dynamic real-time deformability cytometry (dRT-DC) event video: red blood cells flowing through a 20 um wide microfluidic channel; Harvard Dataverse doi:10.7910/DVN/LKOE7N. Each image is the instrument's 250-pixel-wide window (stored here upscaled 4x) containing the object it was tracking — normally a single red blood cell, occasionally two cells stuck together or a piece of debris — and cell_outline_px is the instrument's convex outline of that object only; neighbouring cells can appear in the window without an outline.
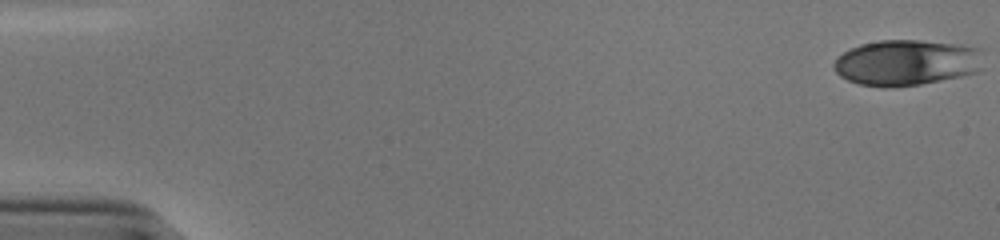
{"species": "human", "species_latin": "Homo sapiens", "temperature_condition": "cold", "stored_images_in_passage": 45, "camera_frame_rate_fps": 3000, "um_per_image_px": 0.085, "donor": {"sex": "male"}, "frame": {"image": 1, "passage_image": 1, "time_ms": 0.0, "image_size_px": [1000, 240], "cell_outline_px": [[984, 48], [980, 68], [976, 72], [960, 76], [920, 84], [892, 88], [884, 88], [860, 84], [848, 80], [840, 76], [836, 72], [832, 64], [844, 52], [860, 44], [880, 40], [920, 40], [960, 44]], "centroid_in_image_um": [77.08, 5.31], "position_along_channel_um": 7.9, "area_um2": 40.17}}
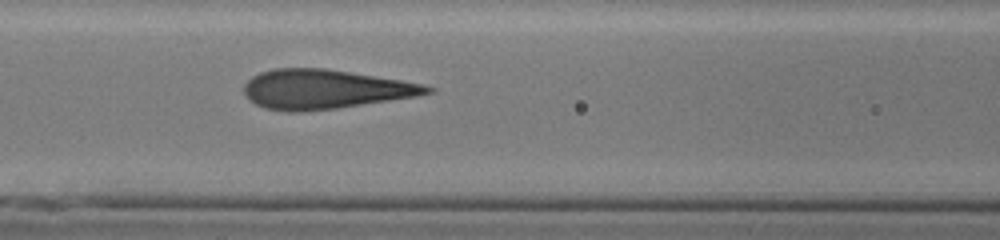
{"frame": {"image": 2, "passage_image": 24, "time_ms": 7.667, "image_size_px": [1000, 240], "cell_outline_px": [[436, 92], [416, 96], [336, 108], [300, 112], [288, 112], [264, 108], [256, 104], [244, 92], [244, 84], [252, 76], [260, 72], [272, 68], [324, 68], [400, 80], [424, 84], [436, 88]], "centroid_in_image_um": [27.61, 7.58], "position_along_channel_um": 139.0, "area_um2": 41.73}}
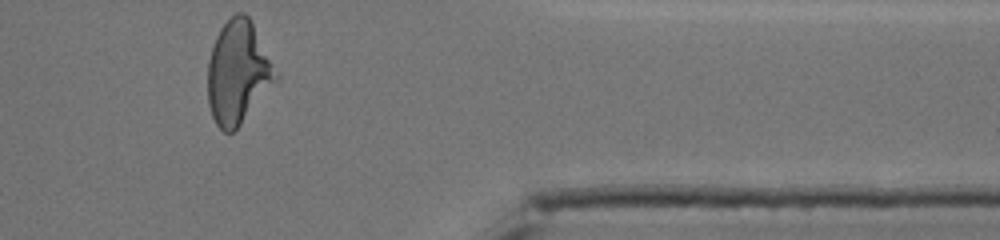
{"frame": {"image": 3, "passage_image": 45, "time_ms": 14.667, "image_size_px": [1000, 240], "cell_outline_px": [[280, 80], [240, 124], [232, 132], [224, 132], [216, 124], [212, 116], [208, 104], [208, 60], [216, 36], [220, 28], [236, 12], [244, 12], [248, 16], [280, 76]], "centroid_in_image_um": [20.25, 6.18], "position_along_channel_um": 391.2, "area_um2": 40.81}, "authors_computed_cell_mechanics": {"area_um2": 41.1536, "velocity_mm_per_s": 3.8619, "shape_relaxation_time_tau1_ms": 4.9004, "shape_relaxation_time_tau2_ms": null, "deformation_change_tau1": 0.2123, "deformation_change_tau2": null}}